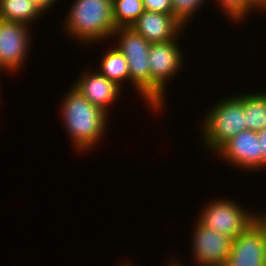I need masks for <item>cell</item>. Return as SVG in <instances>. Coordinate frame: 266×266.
Masks as SVG:
<instances>
[{"label": "cell", "mask_w": 266, "mask_h": 266, "mask_svg": "<svg viewBox=\"0 0 266 266\" xmlns=\"http://www.w3.org/2000/svg\"><path fill=\"white\" fill-rule=\"evenodd\" d=\"M62 99L61 118L70 135L73 149L86 153L93 150L106 132L109 114L92 104L73 86L64 93Z\"/></svg>", "instance_id": "6da1fadb"}, {"label": "cell", "mask_w": 266, "mask_h": 266, "mask_svg": "<svg viewBox=\"0 0 266 266\" xmlns=\"http://www.w3.org/2000/svg\"><path fill=\"white\" fill-rule=\"evenodd\" d=\"M63 26L67 36L83 44L112 38L116 29L112 0H74ZM69 33V34H68Z\"/></svg>", "instance_id": "7a4b0ae2"}, {"label": "cell", "mask_w": 266, "mask_h": 266, "mask_svg": "<svg viewBox=\"0 0 266 266\" xmlns=\"http://www.w3.org/2000/svg\"><path fill=\"white\" fill-rule=\"evenodd\" d=\"M202 119L200 139L203 147L216 153L228 140L246 130L244 94L230 95L217 100ZM206 145V146H205Z\"/></svg>", "instance_id": "3957f363"}, {"label": "cell", "mask_w": 266, "mask_h": 266, "mask_svg": "<svg viewBox=\"0 0 266 266\" xmlns=\"http://www.w3.org/2000/svg\"><path fill=\"white\" fill-rule=\"evenodd\" d=\"M117 36V37H116ZM112 37L118 38L115 47L124 55L129 67L130 82L138 94L151 106L150 43L131 27L116 28Z\"/></svg>", "instance_id": "277c9868"}, {"label": "cell", "mask_w": 266, "mask_h": 266, "mask_svg": "<svg viewBox=\"0 0 266 266\" xmlns=\"http://www.w3.org/2000/svg\"><path fill=\"white\" fill-rule=\"evenodd\" d=\"M178 35L175 39L162 42L153 43L149 48V67L151 70V111L155 113L166 105L164 99L166 92V85L174 76L180 72V68L184 67V55L177 43ZM173 77V78H172Z\"/></svg>", "instance_id": "5b68a950"}, {"label": "cell", "mask_w": 266, "mask_h": 266, "mask_svg": "<svg viewBox=\"0 0 266 266\" xmlns=\"http://www.w3.org/2000/svg\"><path fill=\"white\" fill-rule=\"evenodd\" d=\"M239 203L229 199H215L200 211L198 221L207 228L235 239L255 222L253 213ZM256 212V213H255Z\"/></svg>", "instance_id": "8992f818"}, {"label": "cell", "mask_w": 266, "mask_h": 266, "mask_svg": "<svg viewBox=\"0 0 266 266\" xmlns=\"http://www.w3.org/2000/svg\"><path fill=\"white\" fill-rule=\"evenodd\" d=\"M31 39L30 26L20 22L0 20V74L3 71L15 74L21 70L30 52Z\"/></svg>", "instance_id": "52a82bcc"}, {"label": "cell", "mask_w": 266, "mask_h": 266, "mask_svg": "<svg viewBox=\"0 0 266 266\" xmlns=\"http://www.w3.org/2000/svg\"><path fill=\"white\" fill-rule=\"evenodd\" d=\"M194 224L191 244L195 265L224 266L233 239L205 227L198 220Z\"/></svg>", "instance_id": "ba28073f"}, {"label": "cell", "mask_w": 266, "mask_h": 266, "mask_svg": "<svg viewBox=\"0 0 266 266\" xmlns=\"http://www.w3.org/2000/svg\"><path fill=\"white\" fill-rule=\"evenodd\" d=\"M217 156L241 170H263V156L258 134L245 130L228 140L217 152ZM239 166V167H238Z\"/></svg>", "instance_id": "9c48e42d"}, {"label": "cell", "mask_w": 266, "mask_h": 266, "mask_svg": "<svg viewBox=\"0 0 266 266\" xmlns=\"http://www.w3.org/2000/svg\"><path fill=\"white\" fill-rule=\"evenodd\" d=\"M224 266H266L264 230L256 222L232 240Z\"/></svg>", "instance_id": "30bf717a"}, {"label": "cell", "mask_w": 266, "mask_h": 266, "mask_svg": "<svg viewBox=\"0 0 266 266\" xmlns=\"http://www.w3.org/2000/svg\"><path fill=\"white\" fill-rule=\"evenodd\" d=\"M87 71L85 70L72 86L92 104L109 114L108 109L119 99L123 87L101 75L97 69L93 72Z\"/></svg>", "instance_id": "8fae6325"}, {"label": "cell", "mask_w": 266, "mask_h": 266, "mask_svg": "<svg viewBox=\"0 0 266 266\" xmlns=\"http://www.w3.org/2000/svg\"><path fill=\"white\" fill-rule=\"evenodd\" d=\"M130 27L150 44L173 40L186 29L173 15L152 11H144Z\"/></svg>", "instance_id": "7c38bea8"}, {"label": "cell", "mask_w": 266, "mask_h": 266, "mask_svg": "<svg viewBox=\"0 0 266 266\" xmlns=\"http://www.w3.org/2000/svg\"><path fill=\"white\" fill-rule=\"evenodd\" d=\"M44 16L31 0H0V20L31 23ZM30 24V25H29Z\"/></svg>", "instance_id": "4fadbf2b"}, {"label": "cell", "mask_w": 266, "mask_h": 266, "mask_svg": "<svg viewBox=\"0 0 266 266\" xmlns=\"http://www.w3.org/2000/svg\"><path fill=\"white\" fill-rule=\"evenodd\" d=\"M244 93L246 130L259 132L266 128V92Z\"/></svg>", "instance_id": "5bb4252c"}, {"label": "cell", "mask_w": 266, "mask_h": 266, "mask_svg": "<svg viewBox=\"0 0 266 266\" xmlns=\"http://www.w3.org/2000/svg\"><path fill=\"white\" fill-rule=\"evenodd\" d=\"M98 72L107 79L116 82L120 87L123 86V82L130 81L127 60L115 46L105 52Z\"/></svg>", "instance_id": "9a60e30c"}, {"label": "cell", "mask_w": 266, "mask_h": 266, "mask_svg": "<svg viewBox=\"0 0 266 266\" xmlns=\"http://www.w3.org/2000/svg\"><path fill=\"white\" fill-rule=\"evenodd\" d=\"M116 28L130 27L145 11L142 0H112Z\"/></svg>", "instance_id": "2e32d148"}, {"label": "cell", "mask_w": 266, "mask_h": 266, "mask_svg": "<svg viewBox=\"0 0 266 266\" xmlns=\"http://www.w3.org/2000/svg\"><path fill=\"white\" fill-rule=\"evenodd\" d=\"M218 5H220L221 9H223L224 15L228 18V20H232V22H245L244 19L249 17L252 11L258 10V8L250 1V0H215ZM249 15V16H248Z\"/></svg>", "instance_id": "e0dca14e"}, {"label": "cell", "mask_w": 266, "mask_h": 266, "mask_svg": "<svg viewBox=\"0 0 266 266\" xmlns=\"http://www.w3.org/2000/svg\"><path fill=\"white\" fill-rule=\"evenodd\" d=\"M205 1L207 0H172L173 16L187 27V23L196 15V10L199 11Z\"/></svg>", "instance_id": "ac0fdd59"}, {"label": "cell", "mask_w": 266, "mask_h": 266, "mask_svg": "<svg viewBox=\"0 0 266 266\" xmlns=\"http://www.w3.org/2000/svg\"><path fill=\"white\" fill-rule=\"evenodd\" d=\"M145 11L173 15L172 0H142Z\"/></svg>", "instance_id": "d6986e66"}, {"label": "cell", "mask_w": 266, "mask_h": 266, "mask_svg": "<svg viewBox=\"0 0 266 266\" xmlns=\"http://www.w3.org/2000/svg\"><path fill=\"white\" fill-rule=\"evenodd\" d=\"M42 13H46L53 4H57L58 0H31Z\"/></svg>", "instance_id": "ffe728a7"}, {"label": "cell", "mask_w": 266, "mask_h": 266, "mask_svg": "<svg viewBox=\"0 0 266 266\" xmlns=\"http://www.w3.org/2000/svg\"><path fill=\"white\" fill-rule=\"evenodd\" d=\"M258 139L261 144L262 156H263V170L266 169V128L257 132Z\"/></svg>", "instance_id": "44dd1931"}, {"label": "cell", "mask_w": 266, "mask_h": 266, "mask_svg": "<svg viewBox=\"0 0 266 266\" xmlns=\"http://www.w3.org/2000/svg\"><path fill=\"white\" fill-rule=\"evenodd\" d=\"M255 222L264 230L265 255H266V211L264 213L257 212Z\"/></svg>", "instance_id": "7402d4cb"}, {"label": "cell", "mask_w": 266, "mask_h": 266, "mask_svg": "<svg viewBox=\"0 0 266 266\" xmlns=\"http://www.w3.org/2000/svg\"><path fill=\"white\" fill-rule=\"evenodd\" d=\"M260 12L266 11V0H250Z\"/></svg>", "instance_id": "603a6c76"}, {"label": "cell", "mask_w": 266, "mask_h": 266, "mask_svg": "<svg viewBox=\"0 0 266 266\" xmlns=\"http://www.w3.org/2000/svg\"><path fill=\"white\" fill-rule=\"evenodd\" d=\"M175 261V262H174ZM171 263L170 264H168L167 266H183V265H181L180 264V262H177V260L175 259V260H172V261H170Z\"/></svg>", "instance_id": "cb8c5ba5"}, {"label": "cell", "mask_w": 266, "mask_h": 266, "mask_svg": "<svg viewBox=\"0 0 266 266\" xmlns=\"http://www.w3.org/2000/svg\"><path fill=\"white\" fill-rule=\"evenodd\" d=\"M120 266H121V265H120ZM122 266H132V264L129 265V264L127 263V265H126V262H125V265L123 264Z\"/></svg>", "instance_id": "d4e9b609"}]
</instances>
